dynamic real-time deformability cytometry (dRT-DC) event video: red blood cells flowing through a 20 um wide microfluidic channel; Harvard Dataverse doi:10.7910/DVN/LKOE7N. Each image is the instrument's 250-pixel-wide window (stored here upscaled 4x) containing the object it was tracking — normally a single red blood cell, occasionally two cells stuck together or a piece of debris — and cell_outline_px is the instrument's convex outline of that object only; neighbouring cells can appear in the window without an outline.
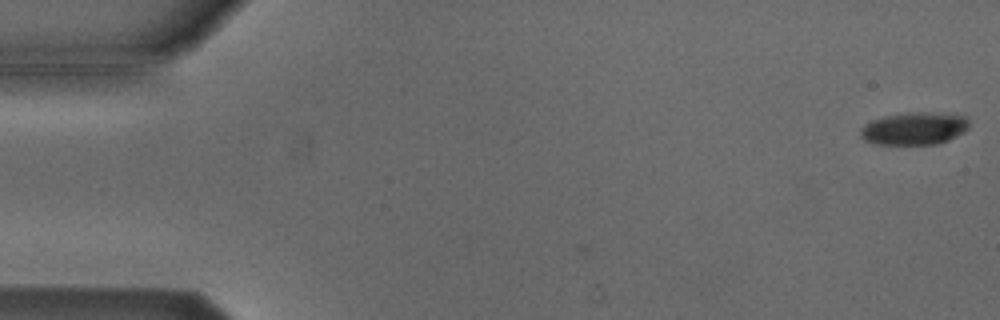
{"species": "Egyptian fruit bat (a non-hibernating species)", "species_latin": "Rousettus aegyptiacus", "temperature_condition": "cold", "stored_images_in_passage": 4, "camera_frame_rate_fps": 3000, "um_per_image_px": 0.085, "animal": {"sex": "male"}, "frame": {"image": 1, "passage_image": 1, "time_ms": 0.0, "image_size_px": [1000, 320], "cell_outline_px": [[968, 128], [964, 132], [948, 140], [936, 144], [876, 144], [864, 140], [860, 136], [860, 128], [864, 124], [872, 120], [884, 116], [908, 112], [928, 112], [968, 116]], "centroid_in_image_um": [77.7, 10.91], "position_along_channel_um": 7.3, "area_um2": 20.69}}